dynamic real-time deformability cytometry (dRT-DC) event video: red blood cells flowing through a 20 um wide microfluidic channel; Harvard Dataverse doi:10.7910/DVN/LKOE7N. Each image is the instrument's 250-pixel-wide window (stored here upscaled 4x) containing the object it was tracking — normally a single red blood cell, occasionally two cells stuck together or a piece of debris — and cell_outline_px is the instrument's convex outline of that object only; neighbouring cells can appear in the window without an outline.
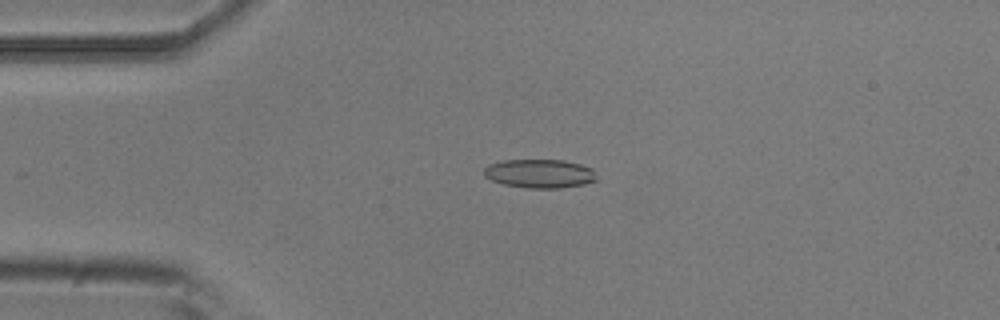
{"species": "common noctule bat (a hibernating species)", "species_latin": "Nyctalus noctula", "temperature_condition": "room temperature", "stored_images_in_passage": 52, "camera_frame_rate_fps": 3000, "um_per_image_px": 0.085, "animal": {"sex": "male", "body_mass_g": 20.5, "forearm_length_mm": 52.5}, "frame": {"image": 1, "passage_image": 12, "time_ms": 3.667, "image_size_px": [1000, 320], "cell_outline_px": [[600, 180], [584, 184], [560, 188], [528, 188], [504, 184], [492, 180], [484, 176], [484, 168], [488, 164], [504, 160], [564, 160], [580, 164], [592, 168]], "centroid_in_image_um": [45.91, 14.75], "position_along_channel_um": 39.1, "area_um2": 19.02}}
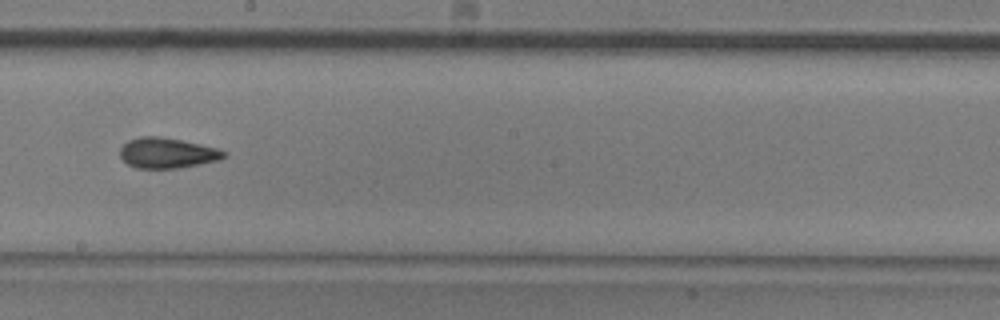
{"frame": {"image": 2, "passage_image": 29, "time_ms": 9.333, "image_size_px": [1000, 320], "cell_outline_px": [[228, 152], [220, 160], [200, 164], [176, 168], [136, 168], [128, 164], [120, 156], [120, 148], [128, 140], [140, 136], [160, 136], [200, 144], [216, 148]], "centroid_in_image_um": [14.2, 13.0], "position_along_channel_um": 234.0, "area_um2": 18.32}}
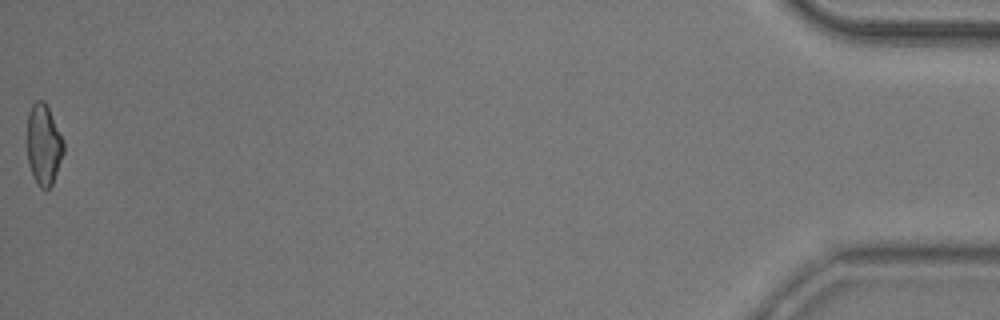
{"frame": {"image": 3, "passage_image": 52, "time_ms": 17.0, "image_size_px": [1000, 320], "cell_outline_px": [[64, 152], [52, 184], [48, 188], [40, 188], [36, 184], [32, 176], [28, 164], [28, 112], [32, 104], [36, 100], [44, 100], [64, 140]], "centroid_in_image_um": [3.71, 12.3], "position_along_channel_um": 431.5, "area_um2": 17.11}, "authors_computed_cell_mechanics": {"area_um2": 18.4093, "velocity_mm_per_s": 3.8881, "shape_relaxation_time_tau1_ms": 11.1332, "shape_relaxation_time_tau2_ms": 2.4524, "deformation_change_tau1": 0.208, "deformation_change_tau2": 0.0966}}